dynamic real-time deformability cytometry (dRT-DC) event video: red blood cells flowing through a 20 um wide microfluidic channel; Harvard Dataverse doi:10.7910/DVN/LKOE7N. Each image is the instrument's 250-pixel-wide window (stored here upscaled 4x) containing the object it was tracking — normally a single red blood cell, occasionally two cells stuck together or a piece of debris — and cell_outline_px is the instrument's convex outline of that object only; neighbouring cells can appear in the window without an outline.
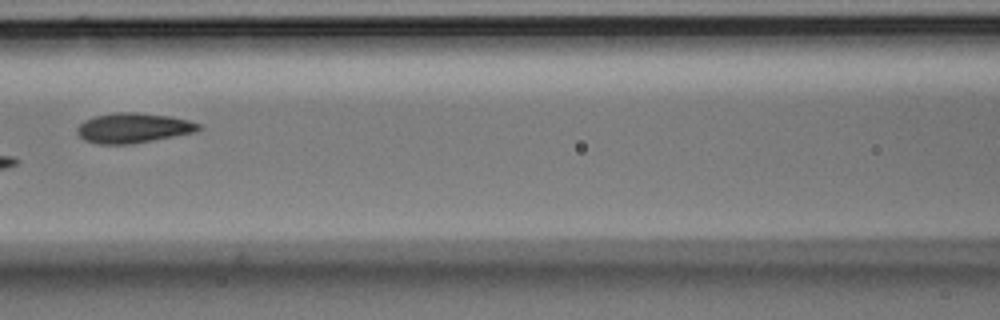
{"species": "Egyptian fruit bat (a non-hibernating species)", "species_latin": "Rousettus aegyptiacus", "temperature_condition": "room temperature", "stored_images_in_passage": 11, "camera_frame_rate_fps": 3000, "um_per_image_px": 0.085, "animal": {"sex": "male"}, "frame": {"image": 1, "passage_image": 7, "time_ms": 2.0, "image_size_px": [1000, 320], "cell_outline_px": [[204, 128], [196, 132], [132, 144], [96, 144], [84, 140], [76, 132], [76, 128], [84, 120], [96, 116], [116, 112], [136, 112], [172, 116], [188, 120], [200, 124]], "centroid_in_image_um": [11.34, 10.88], "position_along_channel_um": 155.3, "area_um2": 21.39}}
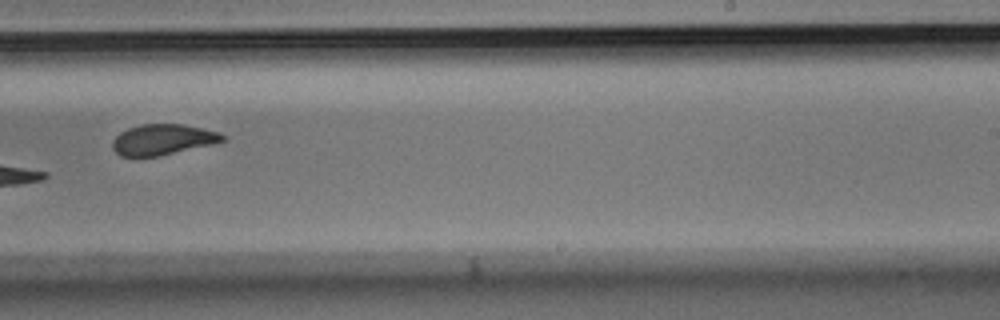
{"frame": {"image": 2, "passage_image": 10, "time_ms": 3.0, "image_size_px": [1000, 320], "cell_outline_px": [[224, 140], [212, 144], [160, 156], [120, 156], [112, 148], [112, 140], [120, 132], [128, 128], [140, 124], [184, 124], [216, 132], [224, 136]], "centroid_in_image_um": [13.78, 11.86], "position_along_channel_um": 275.2, "area_um2": 19.48}}
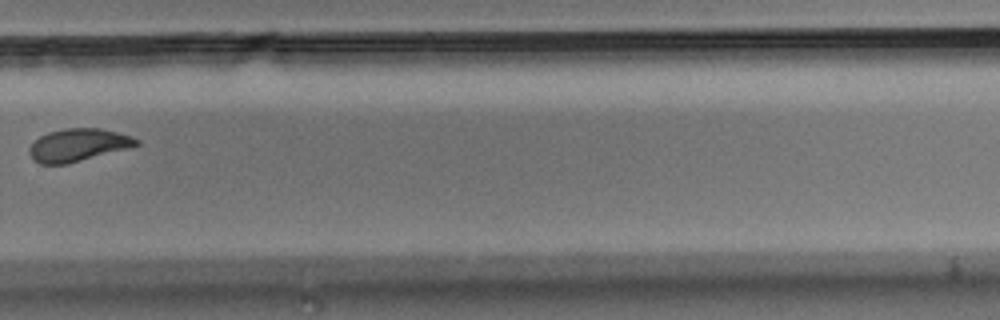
{"frame": {"image": 3, "passage_image": 11, "time_ms": 3.333, "image_size_px": [1000, 320], "cell_outline_px": [[140, 144], [128, 148], [64, 164], [40, 164], [32, 160], [28, 152], [28, 148], [40, 136], [48, 132], [64, 128], [100, 128], [132, 136], [140, 140]], "centroid_in_image_um": [6.61, 12.32], "position_along_channel_um": 323.2, "area_um2": 20.23}}